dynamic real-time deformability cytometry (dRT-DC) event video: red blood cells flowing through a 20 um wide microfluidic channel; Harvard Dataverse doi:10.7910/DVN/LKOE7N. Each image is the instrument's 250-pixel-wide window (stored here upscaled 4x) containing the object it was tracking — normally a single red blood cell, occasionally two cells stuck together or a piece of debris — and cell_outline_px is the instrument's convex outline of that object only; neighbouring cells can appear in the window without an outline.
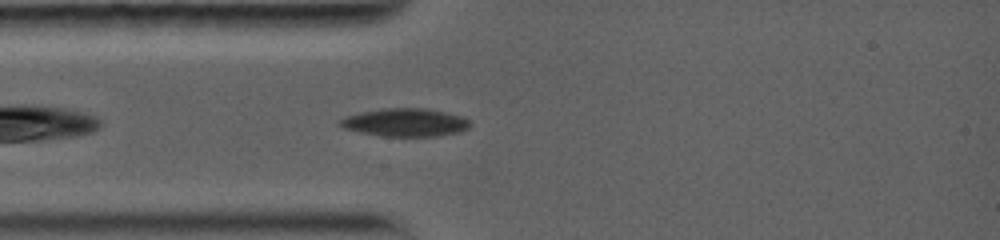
{"species": "common noctule bat (a hibernating species)", "species_latin": "Nyctalus noctula", "temperature_condition": "warm", "stored_images_in_passage": 2, "camera_frame_rate_fps": 5000, "um_per_image_px": 0.085, "animal": {"sex": "female", "body_mass_g": 19.0, "forearm_length_mm": 56.7}, "frame": {"image": 1, "passage_image": 2, "time_ms": 1.2, "image_size_px": [1000, 240], "cell_outline_px": [[468, 128], [460, 132], [440, 136], [380, 136], [360, 132], [344, 128], [336, 124], [340, 120], [348, 116], [360, 112], [384, 108], [424, 108], [464, 116], [468, 120]], "centroid_in_image_um": [34.44, 10.41], "position_along_channel_um": 50.6, "area_um2": 21.21}}